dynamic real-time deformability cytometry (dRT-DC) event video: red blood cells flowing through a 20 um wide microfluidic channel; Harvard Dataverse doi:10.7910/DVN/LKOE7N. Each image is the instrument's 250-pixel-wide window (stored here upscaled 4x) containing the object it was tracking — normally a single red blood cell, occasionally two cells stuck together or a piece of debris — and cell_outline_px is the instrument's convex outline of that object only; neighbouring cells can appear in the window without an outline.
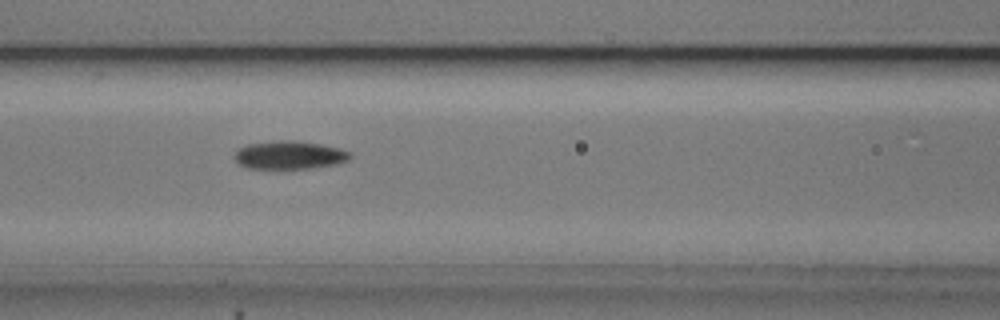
{"species": "common noctule bat (a hibernating species)", "species_latin": "Nyctalus noctula", "temperature_condition": "cold", "stored_images_in_passage": 48, "camera_frame_rate_fps": 3000, "um_per_image_px": 0.085, "animal": {"sex": "male", "body_mass_g": 20.5, "forearm_length_mm": 52.5}, "frame": {"image": 1, "passage_image": 17, "time_ms": 5.333, "image_size_px": [1000, 320], "cell_outline_px": [[352, 156], [348, 160], [336, 164], [312, 168], [248, 168], [236, 164], [232, 156], [240, 148], [248, 144], [280, 140], [296, 140], [320, 144], [340, 148], [352, 152]], "centroid_in_image_um": [24.6, 13.18], "position_along_channel_um": 142.0, "area_um2": 19.13}}
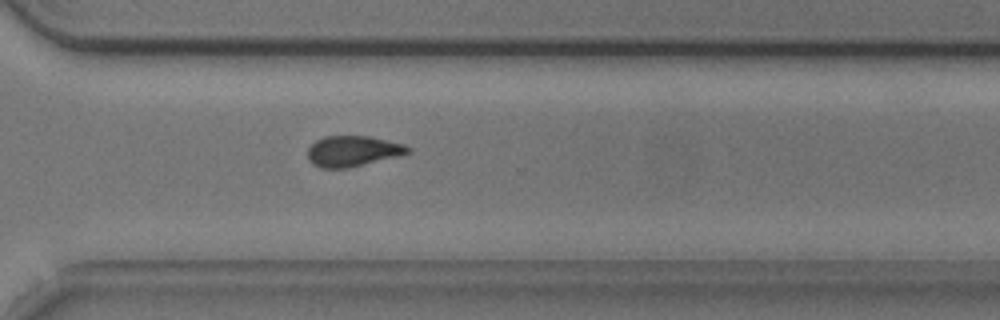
{"frame": {"image": 2, "passage_image": 33, "time_ms": 10.667, "image_size_px": [1000, 320], "cell_outline_px": [[412, 152], [400, 156], [348, 168], [320, 168], [312, 164], [308, 160], [308, 148], [316, 140], [324, 136], [372, 136], [404, 144], [412, 148]], "centroid_in_image_um": [30.02, 12.84], "position_along_channel_um": 340.6, "area_um2": 18.21}}
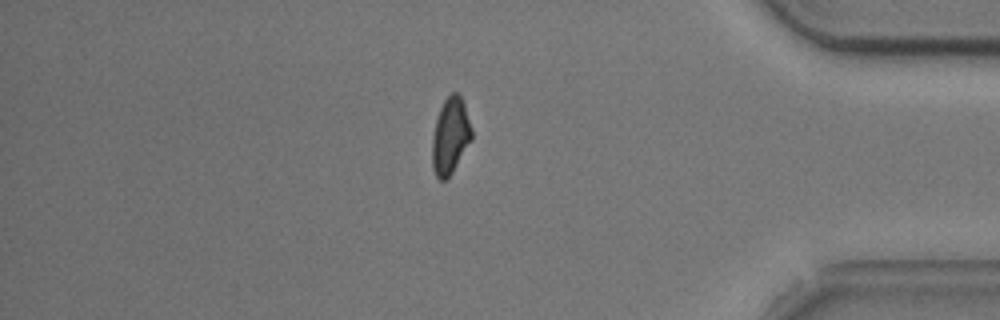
{"frame": {"image": 3, "passage_image": 40, "time_ms": 13.0, "image_size_px": [1000, 320], "cell_outline_px": [[472, 140], [452, 172], [444, 180], [440, 180], [436, 176], [432, 168], [432, 136], [436, 120], [440, 108], [444, 100], [452, 92], [456, 92], [460, 96], [464, 104], [472, 128]], "centroid_in_image_um": [38.27, 11.55], "position_along_channel_um": 396.9, "area_um2": 17.51}}